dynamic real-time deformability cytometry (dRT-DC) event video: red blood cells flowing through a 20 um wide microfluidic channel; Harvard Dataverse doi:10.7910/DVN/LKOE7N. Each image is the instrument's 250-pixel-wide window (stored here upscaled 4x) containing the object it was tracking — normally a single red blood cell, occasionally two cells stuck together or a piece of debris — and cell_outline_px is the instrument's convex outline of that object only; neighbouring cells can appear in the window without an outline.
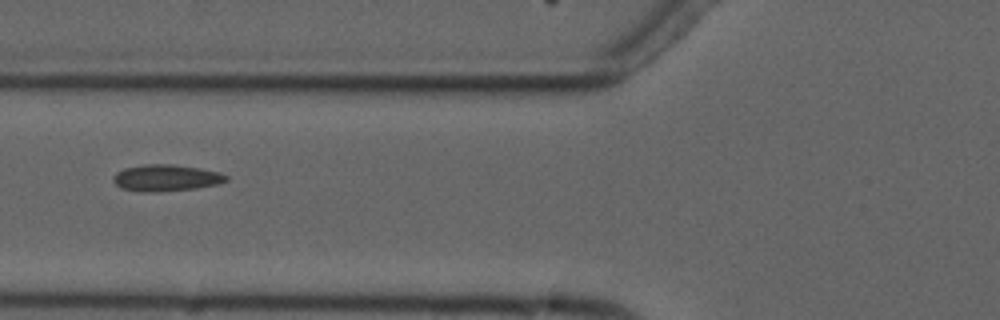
{"species": "common noctule bat (a hibernating species)", "species_latin": "Nyctalus noctula", "temperature_condition": "cold", "stored_images_in_passage": 7, "segment_of_instrument_passage": [2, 2], "camera_frame_rate_fps": 3000, "um_per_image_px": 0.085, "animal": {"sex": "male", "forearm_length_mm": 52.5}, "frame": {"image": 1, "passage_image": 6, "time_ms": 6.667, "image_size_px": [1000, 320], "cell_outline_px": [[228, 180], [216, 184], [196, 188], [152, 192], [140, 192], [120, 188], [112, 180], [112, 176], [116, 172], [124, 168], [144, 164], [172, 164], [200, 168], [220, 172], [228, 176]], "centroid_in_image_um": [14.08, 15.11], "position_along_channel_um": 111.7, "area_um2": 17.57}}
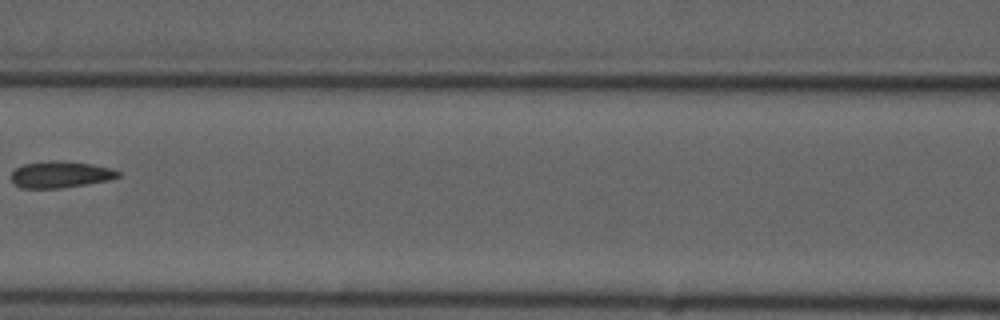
{"frame": {"image": 2, "passage_image": 7, "time_ms": 8.0, "image_size_px": [1000, 320], "cell_outline_px": [[120, 176], [108, 180], [88, 184], [60, 188], [20, 188], [12, 180], [12, 172], [16, 168], [24, 164], [92, 164], [112, 168], [120, 172]], "centroid_in_image_um": [5.18, 14.9], "position_along_channel_um": 161.4, "area_um2": 15.43}}